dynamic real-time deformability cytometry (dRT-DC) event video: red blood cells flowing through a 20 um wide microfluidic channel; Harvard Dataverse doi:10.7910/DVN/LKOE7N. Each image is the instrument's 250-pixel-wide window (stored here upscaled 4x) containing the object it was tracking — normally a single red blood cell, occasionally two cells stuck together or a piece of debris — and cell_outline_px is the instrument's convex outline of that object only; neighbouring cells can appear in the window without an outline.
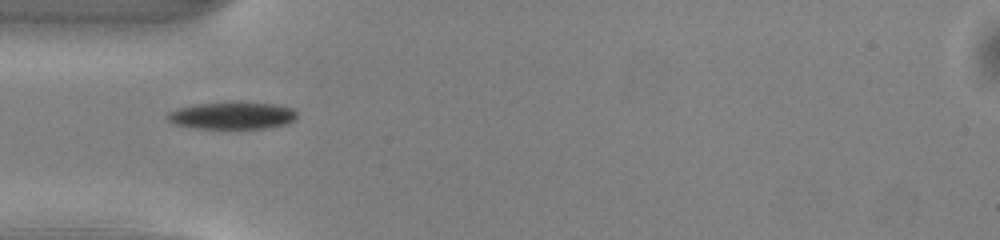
{"species": "common noctule bat (a hibernating species)", "species_latin": "Nyctalus noctula", "temperature_condition": "warm", "stored_images_in_passage": 33, "camera_frame_rate_fps": 3000, "um_per_image_px": 0.085, "animal": {"sex": "male", "body_mass_g": 13.0, "forearm_length_mm": 53.1}, "frame": {"image": 1, "passage_image": 1, "time_ms": 0.0, "image_size_px": [1000, 240], "cell_outline_px": [[296, 120], [288, 124], [264, 128], [192, 128], [172, 124], [164, 116], [168, 112], [180, 108], [196, 104], [232, 100], [272, 104], [292, 108], [296, 112]], "centroid_in_image_um": [19.71, 9.8], "position_along_channel_um": 65.3, "area_um2": 21.04}}
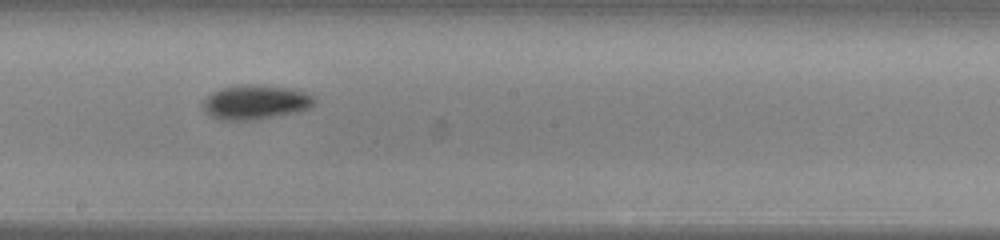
{"frame": {"image": 2, "passage_image": 13, "time_ms": 4.0, "image_size_px": [1000, 240], "cell_outline_px": [[316, 100], [308, 108], [296, 112], [248, 120], [220, 120], [212, 116], [200, 104], [212, 92], [224, 88], [240, 84], [256, 84], [288, 88], [304, 92], [316, 96]], "centroid_in_image_um": [21.71, 8.67], "position_along_channel_um": 226.5, "area_um2": 22.02}}
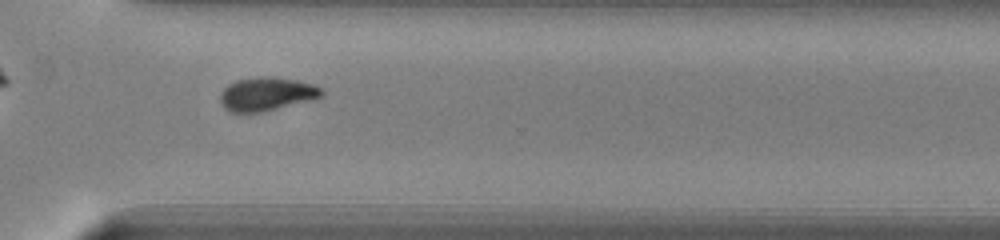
{"frame": {"image": 3, "passage_image": 22, "time_ms": 7.0, "image_size_px": [1000, 240], "cell_outline_px": [[324, 92], [320, 96], [308, 100], [260, 112], [232, 112], [224, 108], [220, 104], [220, 92], [228, 84], [236, 80], [256, 76], [272, 76], [296, 80], [316, 84]], "centroid_in_image_um": [22.61, 7.96], "position_along_channel_um": 348.0, "area_um2": 19.71}, "authors_computed_cell_mechanics": {"area_um2": 20.4612, "velocity_mm_per_s": 4.0494, "shape_relaxation_time_tau1_ms": 2.2872, "shape_relaxation_time_tau2_ms": null, "deformation_change_tau1": 0.1043, "deformation_change_tau2": null}}